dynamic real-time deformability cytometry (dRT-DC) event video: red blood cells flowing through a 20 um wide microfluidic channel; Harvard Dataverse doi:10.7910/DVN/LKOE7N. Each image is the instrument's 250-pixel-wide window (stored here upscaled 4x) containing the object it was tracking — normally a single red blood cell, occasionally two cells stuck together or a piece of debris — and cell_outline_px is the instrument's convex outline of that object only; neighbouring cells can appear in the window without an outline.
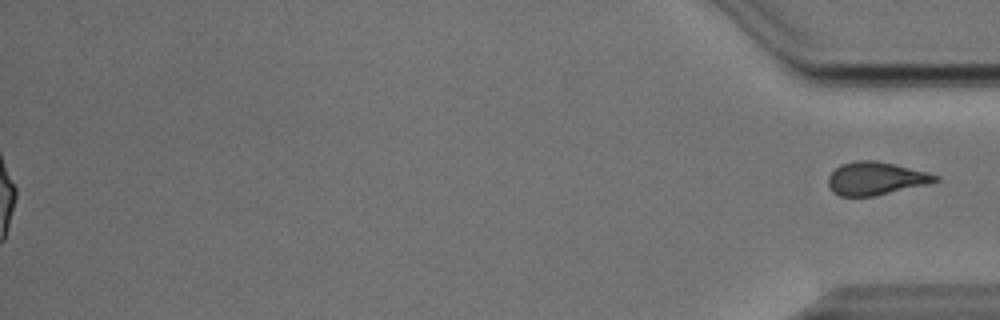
{"species": "Egyptian fruit bat (a non-hibernating species)", "species_latin": "Rousettus aegyptiacus", "temperature_condition": "cold", "stored_images_in_passage": 54, "segment_of_instrument_passage": [2, 2], "camera_frame_rate_fps": 3000, "um_per_image_px": 0.085, "animal": {"sex": "male"}, "frame": {"image": 1, "passage_image": 54, "time_ms": 17.667, "image_size_px": [1000, 320], "cell_outline_px": [[940, 180], [928, 184], [872, 196], [840, 196], [832, 192], [828, 184], [828, 176], [840, 164], [856, 160], [876, 160], [928, 172], [940, 176]], "centroid_in_image_um": [74.43, 15.16], "position_along_channel_um": 360.8, "area_um2": 20.58}}